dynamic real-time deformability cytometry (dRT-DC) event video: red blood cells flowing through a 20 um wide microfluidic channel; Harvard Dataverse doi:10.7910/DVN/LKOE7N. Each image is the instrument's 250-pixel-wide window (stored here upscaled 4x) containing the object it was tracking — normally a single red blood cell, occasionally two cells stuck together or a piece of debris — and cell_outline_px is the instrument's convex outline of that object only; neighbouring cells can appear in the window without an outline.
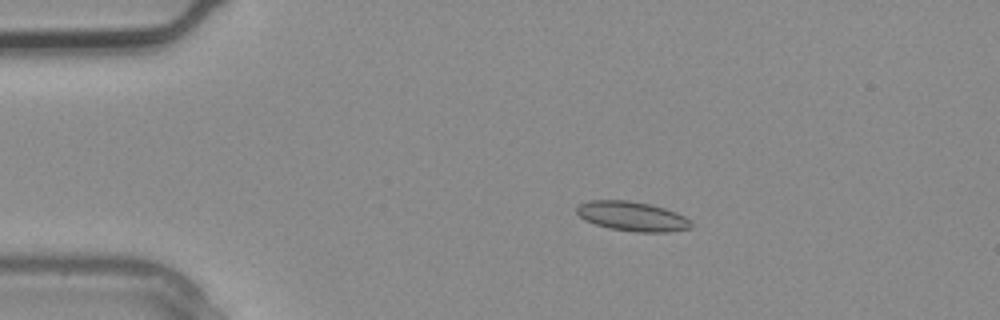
{"species": "common noctule bat (a hibernating species)", "species_latin": "Nyctalus noctula", "temperature_condition": "warm", "stored_images_in_passage": 3, "camera_frame_rate_fps": 3000, "um_per_image_px": 0.085, "animal": {"sex": "male", "body_mass_g": 20.4}, "frame": {"image": 1, "passage_image": 2, "time_ms": 0.333, "image_size_px": [1000, 320], "cell_outline_px": [[692, 228], [668, 232], [636, 232], [608, 228], [584, 220], [576, 212], [576, 208], [580, 204], [592, 200], [628, 200], [648, 204], [664, 208], [676, 212], [684, 216], [692, 224]], "centroid_in_image_um": [53.73, 18.39], "position_along_channel_um": 31.3, "area_um2": 19.59}}
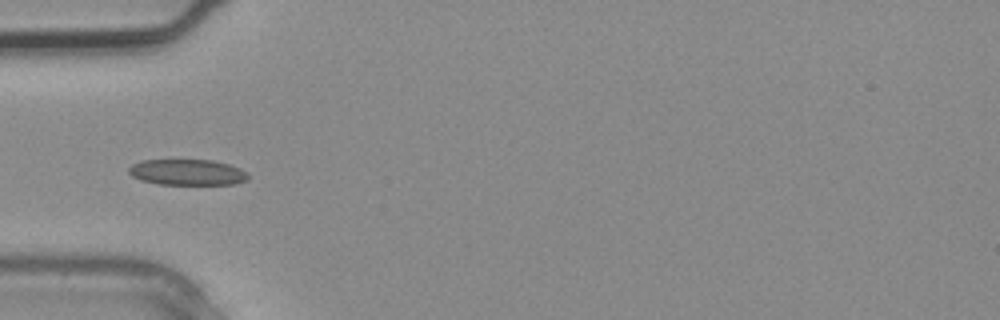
{"frame": {"image": 2, "passage_image": 3, "time_ms": 0.667, "image_size_px": [1000, 320], "cell_outline_px": [[248, 180], [232, 184], [160, 184], [140, 180], [132, 176], [128, 172], [128, 168], [132, 164], [140, 160], [212, 160], [228, 164], [240, 168], [248, 172]], "centroid_in_image_um": [15.91, 14.64], "position_along_channel_um": 69.1, "area_um2": 18.03}}